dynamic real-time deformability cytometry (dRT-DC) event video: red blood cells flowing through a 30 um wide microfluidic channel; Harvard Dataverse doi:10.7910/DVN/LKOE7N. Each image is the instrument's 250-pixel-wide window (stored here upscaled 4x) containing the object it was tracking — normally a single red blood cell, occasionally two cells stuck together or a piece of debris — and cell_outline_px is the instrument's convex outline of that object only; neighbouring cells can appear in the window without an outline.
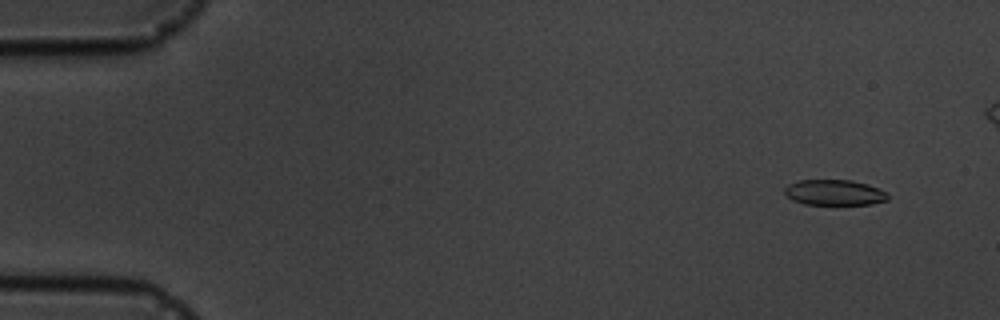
{"species": "common noctule bat (a hibernating species)", "species_latin": "Nyctalus noctula", "temperature_condition": "cold", "stored_images_in_passage": 9, "camera_frame_rate_fps": 3000, "um_per_image_px": 0.085, "animal": {"sex": "male", "body_mass_g": 19.5, "forearm_length_mm": 54.6}, "frame": {"image": 1, "passage_image": 1, "time_ms": 0.0, "image_size_px": [1000, 320], "cell_outline_px": [[888, 200], [872, 204], [804, 204], [792, 200], [784, 192], [784, 188], [788, 184], [800, 180], [852, 180], [868, 184], [880, 188], [888, 192]], "centroid_in_image_um": [70.95, 16.36], "position_along_channel_um": 14.0, "area_um2": 15.49}}
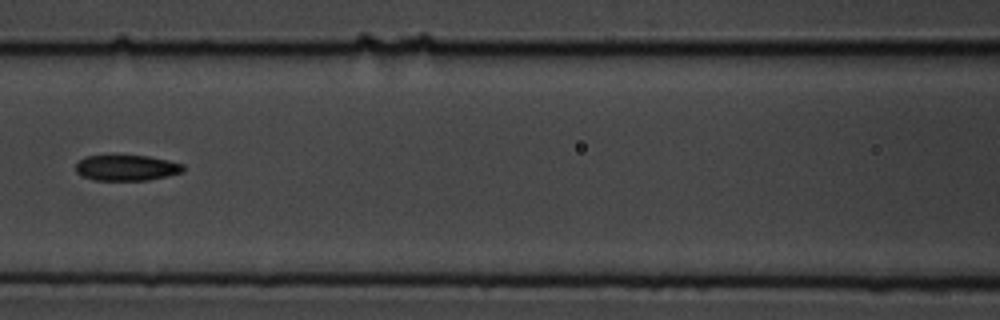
{"frame": {"image": 2, "passage_image": 7, "time_ms": 7.0, "image_size_px": [1000, 320], "cell_outline_px": [[184, 168], [180, 172], [168, 176], [148, 180], [96, 180], [84, 176], [76, 172], [76, 164], [84, 156], [148, 156], [168, 160], [184, 164]], "centroid_in_image_um": [10.77, 14.26], "position_along_channel_um": 155.8, "area_um2": 15.9}}
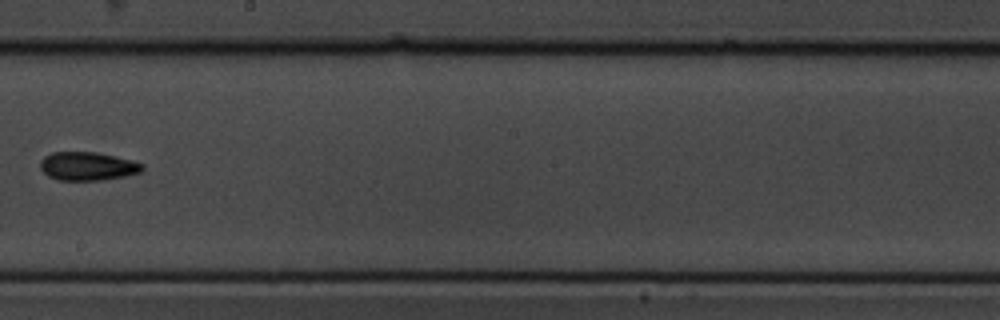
{"frame": {"image": 3, "passage_image": 9, "time_ms": 9.333, "image_size_px": [1000, 320], "cell_outline_px": [[144, 168], [140, 172], [124, 176], [100, 180], [60, 180], [48, 176], [40, 168], [40, 160], [44, 156], [52, 152], [96, 152], [132, 160], [144, 164]], "centroid_in_image_um": [7.43, 14.12], "position_along_channel_um": 240.8, "area_um2": 16.88}}